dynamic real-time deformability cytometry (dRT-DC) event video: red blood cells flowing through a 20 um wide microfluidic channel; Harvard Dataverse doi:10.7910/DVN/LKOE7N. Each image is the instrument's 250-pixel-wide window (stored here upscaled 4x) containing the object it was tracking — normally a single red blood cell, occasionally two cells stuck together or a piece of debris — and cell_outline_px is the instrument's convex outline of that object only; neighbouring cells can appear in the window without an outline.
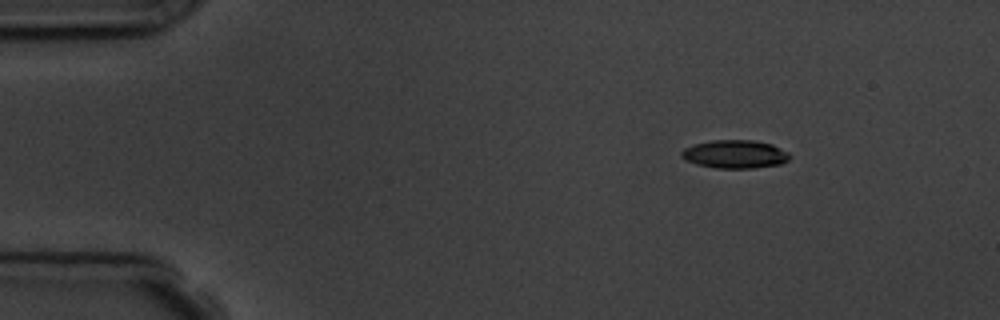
{"species": "common noctule bat (a hibernating species)", "species_latin": "Nyctalus noctula", "temperature_condition": "room temperature", "stored_images_in_passage": 6, "camera_frame_rate_fps": 3000, "um_per_image_px": 0.085, "animal": {"sex": "male", "body_mass_g": 19.5, "forearm_length_mm": 54.6}, "frame": {"image": 1, "passage_image": 1, "time_ms": 0.0, "image_size_px": [1000, 320], "cell_outline_px": [[788, 160], [780, 164], [752, 168], [716, 168], [696, 164], [680, 156], [680, 152], [684, 148], [692, 144], [712, 140], [752, 140], [772, 144], [788, 152]], "centroid_in_image_um": [62.43, 13.1], "position_along_channel_um": 22.6, "area_um2": 17.74}}
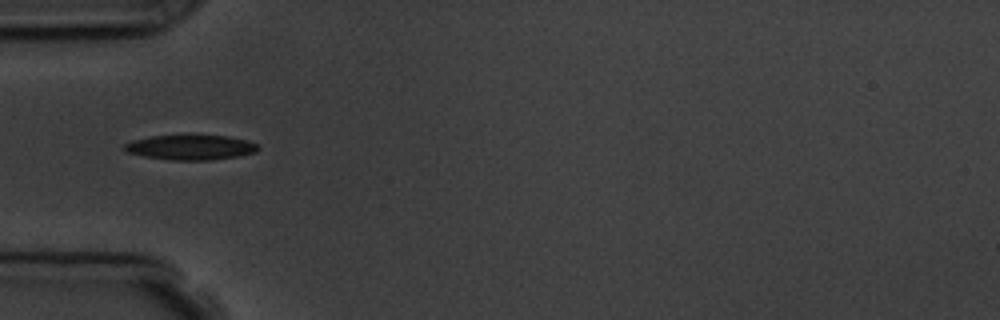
{"frame": {"image": 2, "passage_image": 4, "time_ms": 3.333, "image_size_px": [1000, 320], "cell_outline_px": [[260, 148], [256, 152], [240, 156], [212, 160], [172, 160], [144, 156], [124, 152], [124, 144], [132, 140], [152, 136], [184, 132], [228, 136], [248, 140], [256, 144]], "centroid_in_image_um": [16.2, 12.48], "position_along_channel_um": 68.8, "area_um2": 20.46}}